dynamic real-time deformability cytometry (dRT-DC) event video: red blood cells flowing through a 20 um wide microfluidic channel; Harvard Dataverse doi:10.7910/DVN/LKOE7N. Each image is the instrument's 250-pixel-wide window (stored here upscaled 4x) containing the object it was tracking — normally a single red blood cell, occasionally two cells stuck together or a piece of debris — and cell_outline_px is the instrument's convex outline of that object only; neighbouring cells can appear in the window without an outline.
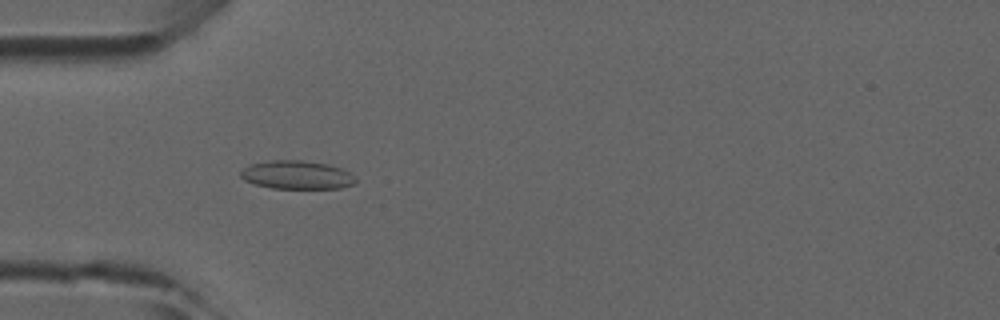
{"species": "common noctule bat (a hibernating species)", "species_latin": "Nyctalus noctula", "temperature_condition": "room temperature", "stored_images_in_passage": 48, "camera_frame_rate_fps": 3000, "um_per_image_px": 0.085, "animal": {"sex": "male", "forearm_length_mm": 52.5}, "frame": {"image": 1, "passage_image": 14, "time_ms": 4.333, "image_size_px": [1000, 320], "cell_outline_px": [[356, 184], [340, 188], [272, 188], [256, 184], [244, 180], [240, 176], [240, 172], [244, 168], [252, 164], [272, 160], [300, 160], [328, 164], [340, 168], [348, 172], [356, 180]], "centroid_in_image_um": [25.23, 14.87], "position_along_channel_um": 59.8, "area_um2": 18.84}}